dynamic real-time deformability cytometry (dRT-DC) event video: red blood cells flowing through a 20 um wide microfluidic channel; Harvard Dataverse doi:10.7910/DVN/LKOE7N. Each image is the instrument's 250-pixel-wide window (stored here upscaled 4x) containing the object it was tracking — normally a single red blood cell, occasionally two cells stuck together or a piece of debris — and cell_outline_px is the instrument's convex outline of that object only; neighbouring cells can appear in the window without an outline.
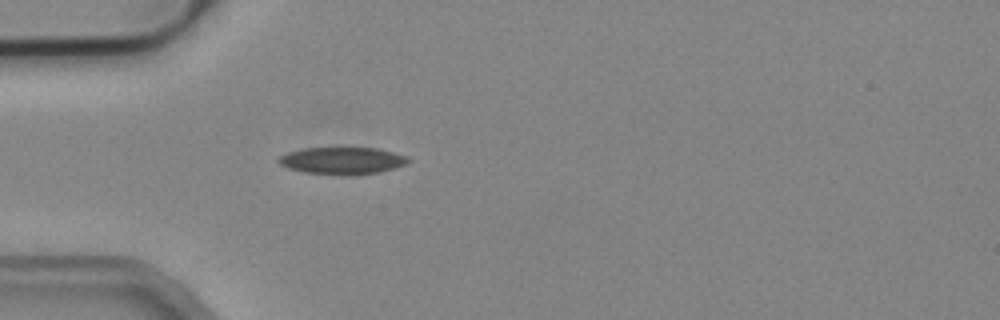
{"species": "common noctule bat (a hibernating species)", "species_latin": "Nyctalus noctula", "temperature_condition": "cold", "stored_images_in_passage": 8, "camera_frame_rate_fps": 3000, "um_per_image_px": 0.085, "animal": {"sex": "male", "body_mass_g": 19.2, "forearm_length_mm": 51.8}, "frame": {"image": 1, "passage_image": 1, "time_ms": 0.0, "image_size_px": [1000, 320], "cell_outline_px": [[412, 160], [404, 164], [380, 172], [304, 172], [288, 168], [280, 164], [276, 160], [280, 156], [288, 152], [304, 148], [376, 148], [408, 156]], "centroid_in_image_um": [29.07, 13.6], "position_along_channel_um": 55.9, "area_um2": 19.36}}